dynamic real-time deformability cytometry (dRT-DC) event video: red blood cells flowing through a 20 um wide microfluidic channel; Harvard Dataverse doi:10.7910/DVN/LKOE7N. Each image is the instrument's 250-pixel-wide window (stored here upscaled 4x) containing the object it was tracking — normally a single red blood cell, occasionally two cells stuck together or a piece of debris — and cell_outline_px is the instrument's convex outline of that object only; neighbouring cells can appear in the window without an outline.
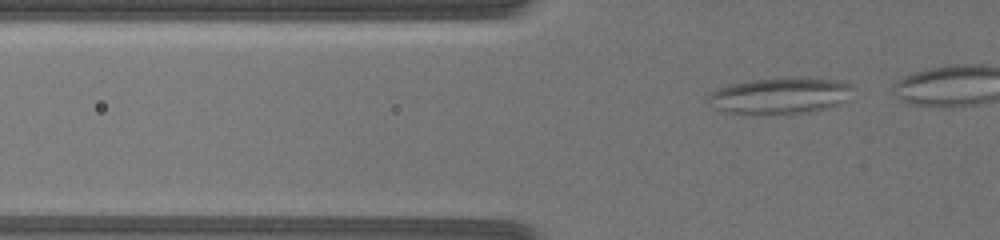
{"species": "common noctule bat (a hibernating species)", "species_latin": "Nyctalus noctula", "temperature_condition": "warm", "stored_images_in_passage": 23, "camera_frame_rate_fps": 3000, "um_per_image_px": 0.085, "animal": {"sex": "female", "body_mass_g": 19.5, "forearm_length_mm": 54.1}, "frame": {"image": 1, "passage_image": 4, "time_ms": 1.0, "image_size_px": [1000, 240], "cell_outline_px": [[856, 88], [844, 100], [828, 108], [808, 112], [724, 112], [716, 108], [708, 96], [712, 92], [720, 88], [732, 84], [752, 80], [800, 76], [836, 80], [848, 84]], "centroid_in_image_um": [66.38, 8.08], "position_along_channel_um": 59.4, "area_um2": 29.65}}
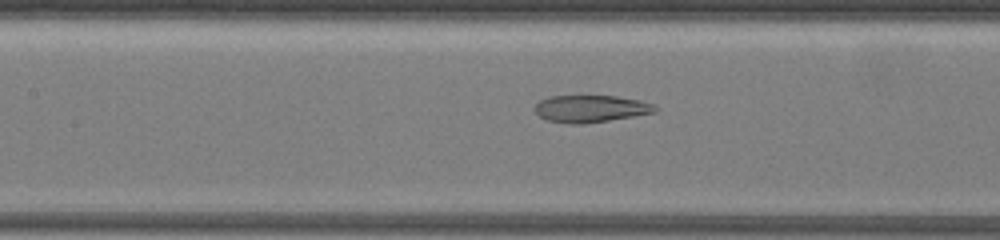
{"frame": {"image": 2, "passage_image": 16, "time_ms": 5.0, "image_size_px": [1000, 240], "cell_outline_px": [[660, 108], [656, 112], [584, 124], [568, 124], [544, 120], [532, 108], [540, 100], [548, 96], [616, 96], [640, 100], [652, 104]], "centroid_in_image_um": [50.17, 9.24], "position_along_channel_um": 157.2, "area_um2": 19.13}}
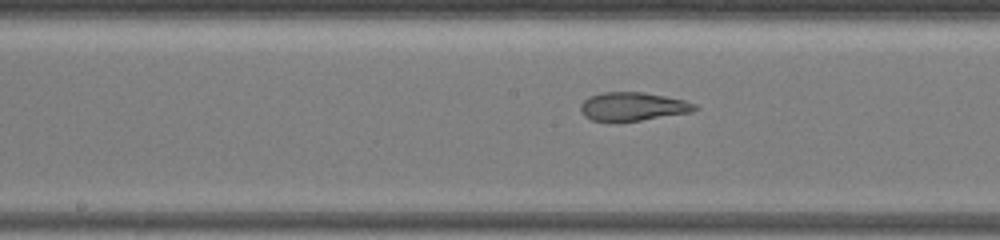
{"frame": {"image": 3, "passage_image": 20, "time_ms": 6.333, "image_size_px": [1000, 240], "cell_outline_px": [[700, 108], [692, 112], [640, 120], [612, 124], [592, 120], [584, 116], [580, 112], [580, 104], [588, 96], [600, 92], [644, 92], [684, 100], [696, 104]], "centroid_in_image_um": [53.73, 9.08], "position_along_channel_um": 194.5, "area_um2": 19.54}}